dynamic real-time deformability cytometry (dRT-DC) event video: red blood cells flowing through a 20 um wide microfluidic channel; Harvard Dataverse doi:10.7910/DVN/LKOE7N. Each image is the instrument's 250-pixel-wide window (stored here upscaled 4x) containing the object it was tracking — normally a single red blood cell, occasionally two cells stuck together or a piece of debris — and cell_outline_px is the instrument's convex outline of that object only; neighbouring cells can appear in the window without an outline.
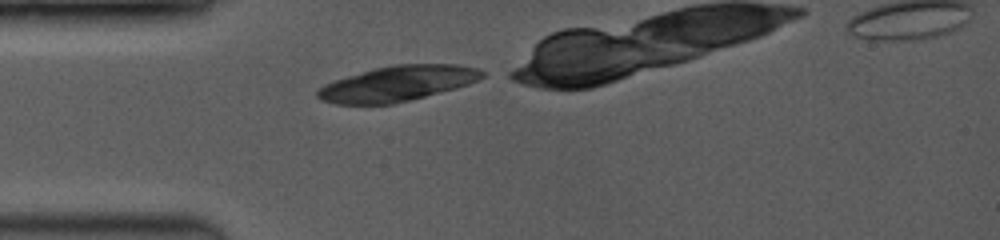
{"species": "common noctule bat (a hibernating species)", "species_latin": "Nyctalus noctula", "temperature_condition": "room temperature", "stored_images_in_passage": 1, "camera_frame_rate_fps": 3500, "um_per_image_px": 0.085, "animal": {"sex": "female", "body_mass_g": 19.0, "forearm_length_mm": 53.3}, "frame": {"image": 1, "passage_image": 1, "time_ms": 0.0, "image_size_px": [1000, 240], "cell_outline_px": [[484, 76], [468, 84], [456, 88], [412, 100], [392, 104], [336, 104], [320, 100], [316, 96], [316, 92], [324, 84], [348, 76], [376, 68], [396, 64], [456, 64], [476, 68], [484, 72]], "centroid_in_image_um": [33.78, 7.11], "position_along_channel_um": 51.2, "area_um2": 33.64}}